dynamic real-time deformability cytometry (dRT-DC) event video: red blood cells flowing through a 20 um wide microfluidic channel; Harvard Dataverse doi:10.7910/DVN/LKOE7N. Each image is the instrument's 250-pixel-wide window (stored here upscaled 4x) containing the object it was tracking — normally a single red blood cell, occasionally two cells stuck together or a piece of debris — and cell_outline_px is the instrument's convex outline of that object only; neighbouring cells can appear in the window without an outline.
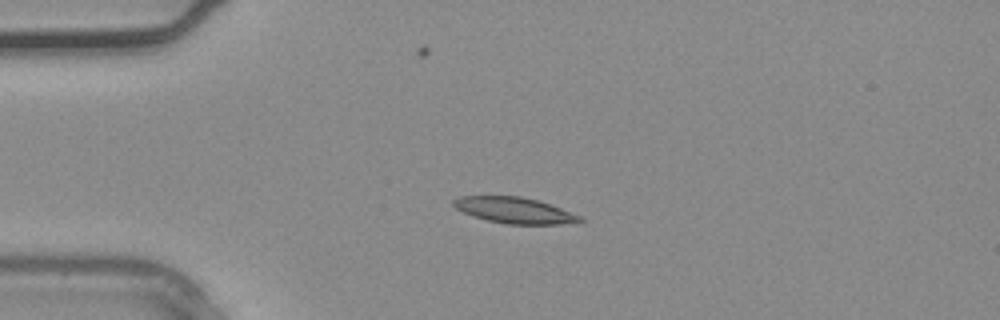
{"species": "common noctule bat (a hibernating species)", "species_latin": "Nyctalus noctula", "temperature_condition": "warm", "stored_images_in_passage": 29, "camera_frame_rate_fps": 3000, "um_per_image_px": 0.085, "animal": {"sex": "male", "body_mass_g": 20.4}, "frame": {"image": 1, "passage_image": 1, "time_ms": 0.0, "image_size_px": [1000, 320], "cell_outline_px": [[584, 220], [560, 224], [508, 224], [488, 220], [472, 216], [456, 208], [452, 204], [452, 200], [460, 196], [520, 196], [536, 200], [560, 208], [580, 216]], "centroid_in_image_um": [43.67, 17.87], "position_along_channel_um": 41.3, "area_um2": 18.79}}
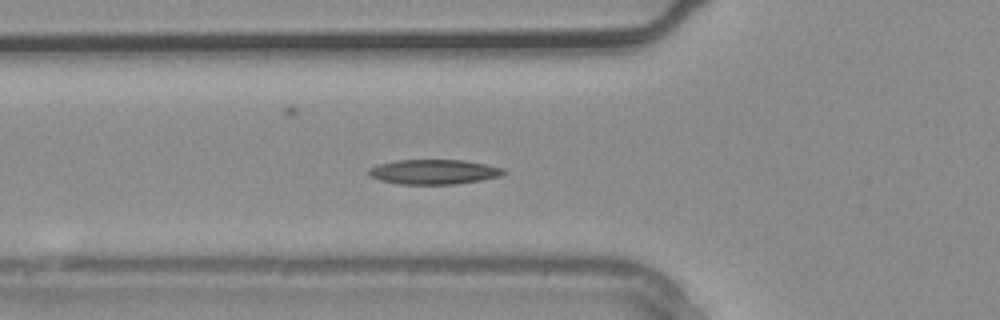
{"frame": {"image": 2, "passage_image": 5, "time_ms": 1.333, "image_size_px": [1000, 320], "cell_outline_px": [[508, 172], [500, 176], [480, 180], [456, 184], [400, 184], [380, 180], [368, 176], [368, 168], [380, 164], [396, 160], [464, 160], [504, 168]], "centroid_in_image_um": [36.87, 14.61], "position_along_channel_um": 88.9, "area_um2": 19.48}}